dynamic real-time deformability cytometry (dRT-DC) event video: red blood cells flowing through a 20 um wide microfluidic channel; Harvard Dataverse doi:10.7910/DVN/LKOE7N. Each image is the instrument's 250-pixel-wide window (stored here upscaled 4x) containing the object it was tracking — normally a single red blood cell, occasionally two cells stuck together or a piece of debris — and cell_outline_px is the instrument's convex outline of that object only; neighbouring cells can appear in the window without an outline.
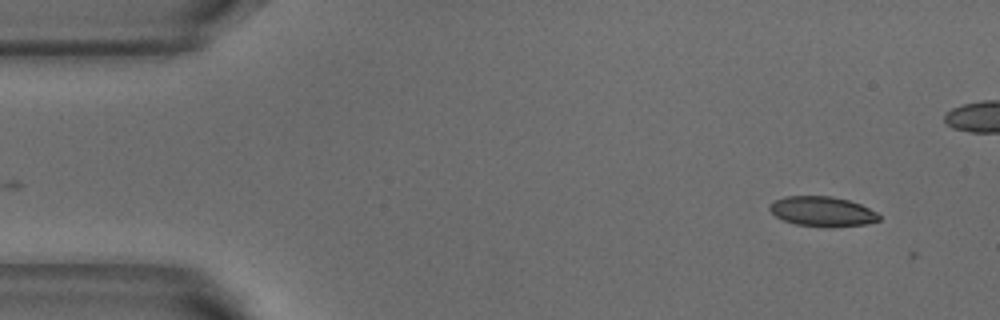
{"species": "common noctule bat (a hibernating species)", "species_latin": "Nyctalus noctula", "temperature_condition": "warm", "stored_images_in_passage": 5, "camera_frame_rate_fps": 3000, "um_per_image_px": 0.085, "animal": {"sex": "male", "body_mass_g": 18.8}, "frame": {"image": 1, "passage_image": 2, "time_ms": 0.333, "image_size_px": [1000, 320], "cell_outline_px": [[880, 220], [868, 224], [832, 228], [796, 224], [784, 220], [776, 216], [768, 208], [776, 200], [784, 196], [832, 196], [848, 200], [860, 204], [876, 212], [880, 216]], "centroid_in_image_um": [69.93, 17.98], "position_along_channel_um": 15.1, "area_um2": 19.07}}